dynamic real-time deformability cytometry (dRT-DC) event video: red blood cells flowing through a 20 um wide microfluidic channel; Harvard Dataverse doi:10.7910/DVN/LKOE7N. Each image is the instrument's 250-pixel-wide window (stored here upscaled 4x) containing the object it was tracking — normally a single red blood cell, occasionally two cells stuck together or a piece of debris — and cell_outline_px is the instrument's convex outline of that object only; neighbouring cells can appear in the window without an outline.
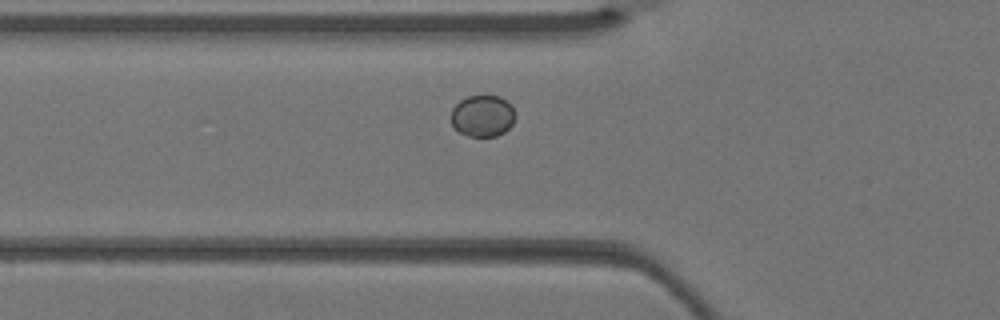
{"species": "Egyptian fruit bat (a non-hibernating species)", "species_latin": "Rousettus aegyptiacus", "temperature_condition": "warm", "stored_images_in_passage": 3, "camera_frame_rate_fps": 3000, "um_per_image_px": 0.085, "animal": {"sex": "female"}, "frame": {"image": 1, "passage_image": 3, "time_ms": 0.667, "image_size_px": [1000, 320], "cell_outline_px": [[516, 116], [512, 124], [504, 132], [496, 136], [468, 136], [460, 132], [452, 124], [452, 108], [460, 100], [468, 96], [500, 96], [512, 108]], "centroid_in_image_um": [41.02, 9.85], "position_along_channel_um": 84.8, "area_um2": 15.32}}